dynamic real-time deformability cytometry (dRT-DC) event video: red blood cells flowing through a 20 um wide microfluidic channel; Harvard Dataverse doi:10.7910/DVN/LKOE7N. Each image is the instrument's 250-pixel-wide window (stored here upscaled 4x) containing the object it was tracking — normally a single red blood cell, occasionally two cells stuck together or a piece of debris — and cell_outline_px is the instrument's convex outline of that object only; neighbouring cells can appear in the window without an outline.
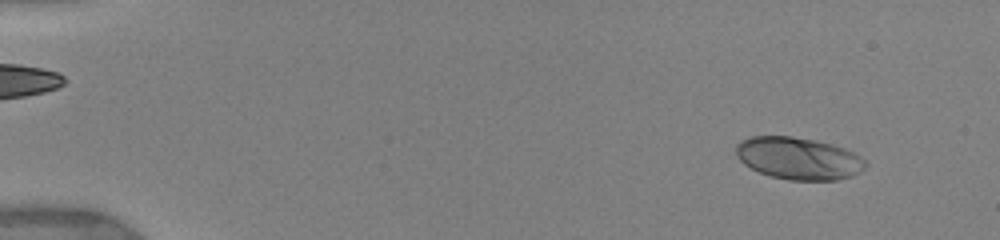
{"species": "human", "species_latin": "Homo sapiens", "temperature_condition": "warm", "stored_images_in_passage": 23, "camera_frame_rate_fps": 3000, "um_per_image_px": 0.085, "donor": {"sex": "female"}, "frame": {"image": 1, "passage_image": 6, "time_ms": 1.0, "image_size_px": [1000, 240], "cell_outline_px": [[868, 164], [860, 172], [852, 176], [836, 180], [788, 180], [772, 176], [760, 172], [744, 164], [736, 156], [736, 144], [740, 140], [752, 136], [792, 136], [816, 140], [832, 144], [844, 148], [868, 160]], "centroid_in_image_um": [67.89, 13.45], "position_along_channel_um": 17.1, "area_um2": 32.02}}
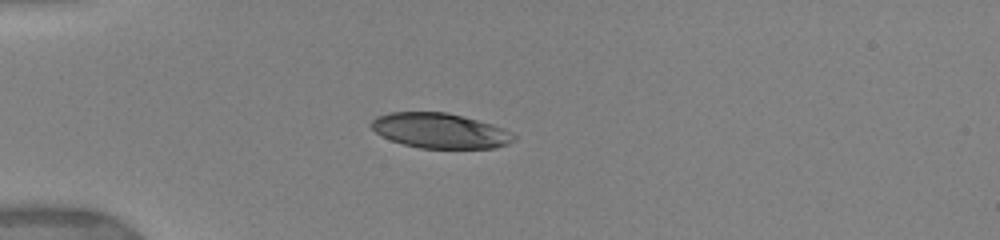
{"frame": {"image": 2, "passage_image": 20, "time_ms": 4.333, "image_size_px": [1000, 240], "cell_outline_px": [[516, 140], [508, 144], [496, 148], [420, 148], [404, 144], [392, 140], [376, 132], [368, 124], [376, 116], [388, 112], [448, 112], [492, 124], [504, 128], [516, 136]], "centroid_in_image_um": [37.42, 11.1], "position_along_channel_um": 47.6, "area_um2": 29.19}}